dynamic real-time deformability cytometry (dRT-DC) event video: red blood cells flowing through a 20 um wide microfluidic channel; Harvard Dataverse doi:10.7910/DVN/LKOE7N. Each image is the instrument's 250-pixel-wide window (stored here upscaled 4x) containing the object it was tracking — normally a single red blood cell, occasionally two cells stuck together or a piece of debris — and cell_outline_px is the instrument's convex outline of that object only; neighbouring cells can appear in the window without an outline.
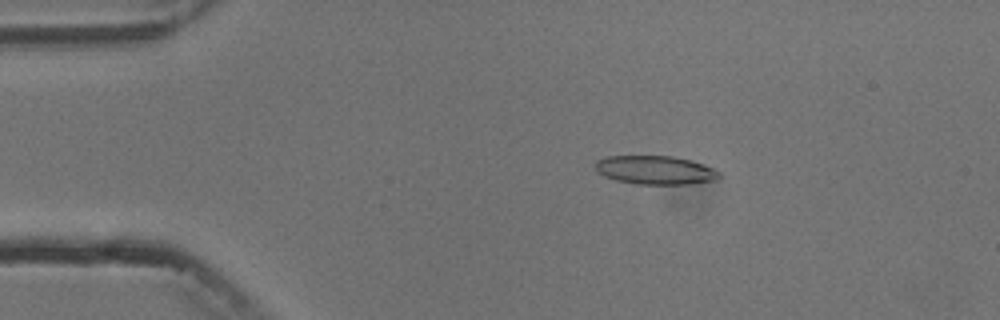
{"species": "common noctule bat (a hibernating species)", "species_latin": "Nyctalus noctula", "temperature_condition": "cold", "stored_images_in_passage": 8, "camera_frame_rate_fps": 3000, "um_per_image_px": 0.085, "animal": {"sex": "male", "body_mass_g": 13.3}, "frame": {"image": 1, "passage_image": 1, "time_ms": 0.0, "image_size_px": [1000, 320], "cell_outline_px": [[720, 176], [716, 180], [688, 184], [636, 184], [616, 180], [604, 176], [596, 172], [596, 160], [608, 156], [672, 156], [688, 160], [712, 168], [720, 172]], "centroid_in_image_um": [55.66, 14.46], "position_along_channel_um": 29.3, "area_um2": 20.52}}
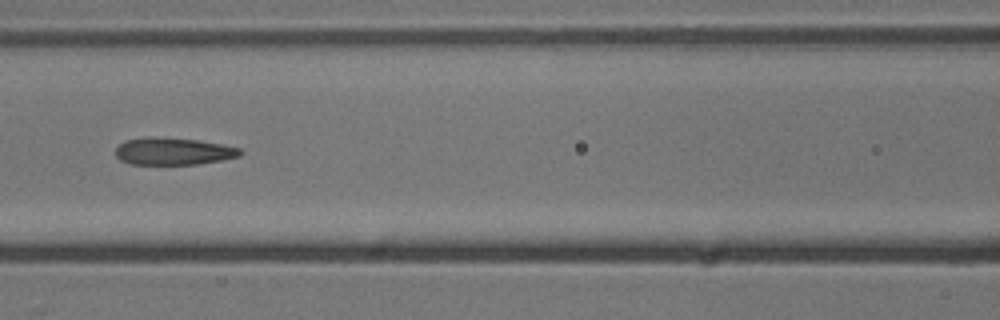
{"frame": {"image": 2, "passage_image": 5, "time_ms": 4.667, "image_size_px": [1000, 320], "cell_outline_px": [[244, 152], [240, 156], [224, 160], [196, 164], [132, 164], [120, 160], [116, 156], [116, 148], [124, 140], [148, 136], [152, 136], [196, 140], [220, 144], [240, 148]], "centroid_in_image_um": [14.73, 12.86], "position_along_channel_um": 151.9, "area_um2": 19.83}}
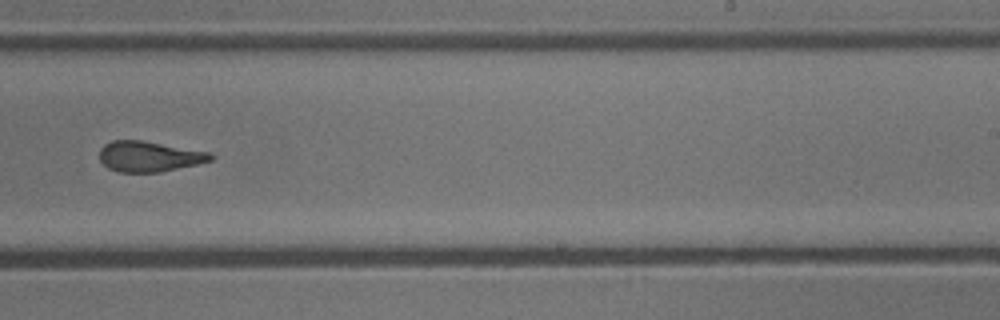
{"frame": {"image": 3, "passage_image": 8, "time_ms": 8.0, "image_size_px": [1000, 320], "cell_outline_px": [[212, 160], [196, 164], [160, 172], [120, 172], [108, 168], [100, 160], [100, 148], [104, 144], [112, 140], [140, 140], [212, 152]], "centroid_in_image_um": [12.66, 13.29], "position_along_channel_um": 276.3, "area_um2": 19.65}}